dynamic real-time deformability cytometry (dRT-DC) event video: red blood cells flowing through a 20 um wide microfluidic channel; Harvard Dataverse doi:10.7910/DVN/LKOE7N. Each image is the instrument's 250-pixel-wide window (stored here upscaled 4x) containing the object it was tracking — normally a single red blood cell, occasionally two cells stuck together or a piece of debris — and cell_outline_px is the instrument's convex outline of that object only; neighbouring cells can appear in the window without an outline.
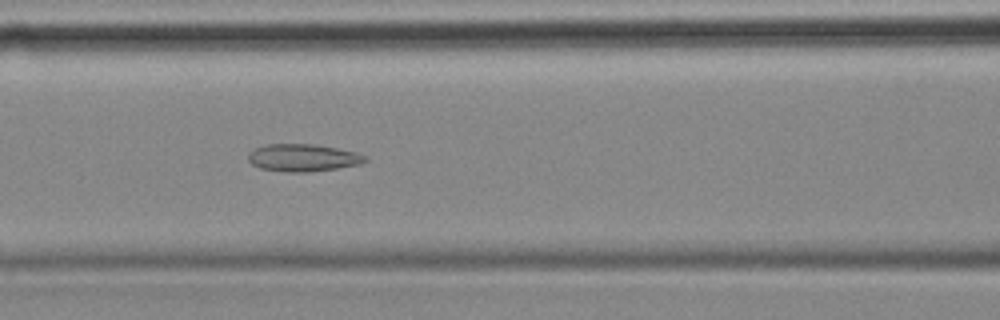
{"species": "common noctule bat (a hibernating species)", "species_latin": "Nyctalus noctula", "temperature_condition": "cold", "stored_images_in_passage": 40, "camera_frame_rate_fps": 3000, "um_per_image_px": 0.085, "animal": {"sex": "female", "body_mass_g": 18.4}, "frame": {"image": 1, "passage_image": 20, "time_ms": 6.333, "image_size_px": [1000, 320], "cell_outline_px": [[368, 160], [360, 164], [336, 168], [308, 172], [288, 172], [260, 168], [252, 164], [248, 160], [248, 152], [264, 144], [312, 144], [336, 148], [356, 152], [364, 156]], "centroid_in_image_um": [25.71, 13.4], "position_along_channel_um": 140.9, "area_um2": 18.55}}
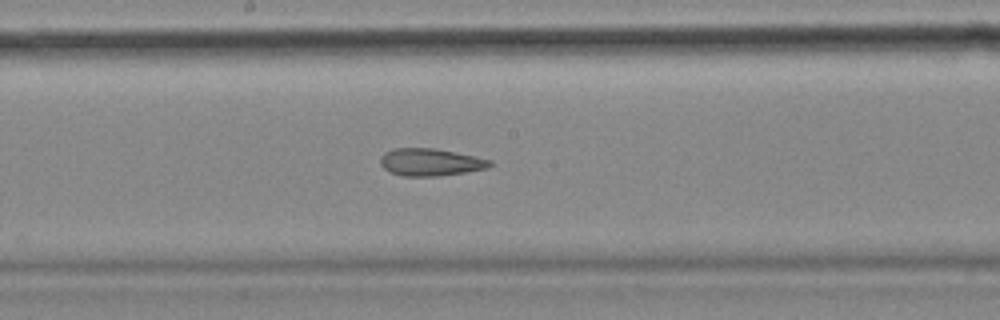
{"frame": {"image": 2, "passage_image": 26, "time_ms": 8.333, "image_size_px": [1000, 320], "cell_outline_px": [[492, 164], [488, 168], [440, 176], [404, 176], [392, 172], [384, 168], [380, 164], [380, 156], [384, 152], [392, 148], [436, 148], [476, 156], [492, 160]], "centroid_in_image_um": [36.59, 13.77], "position_along_channel_um": 211.6, "area_um2": 17.57}}
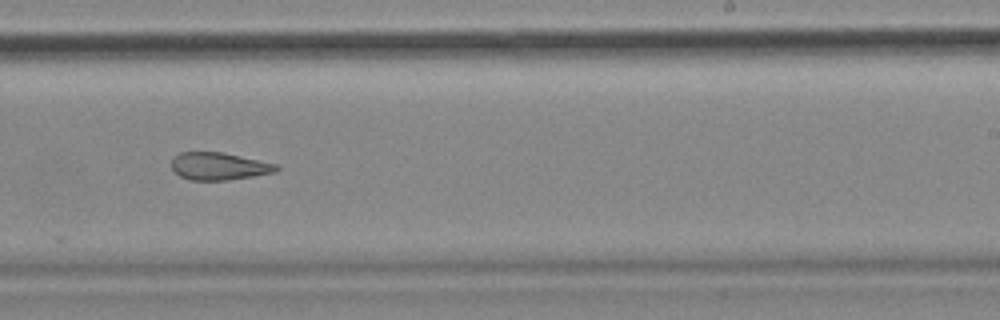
{"frame": {"image": 3, "passage_image": 31, "time_ms": 10.0, "image_size_px": [1000, 320], "cell_outline_px": [[280, 168], [276, 172], [228, 180], [188, 180], [180, 176], [172, 168], [172, 160], [180, 152], [224, 152], [280, 164]], "centroid_in_image_um": [18.67, 14.12], "position_along_channel_um": 270.3, "area_um2": 16.94}}